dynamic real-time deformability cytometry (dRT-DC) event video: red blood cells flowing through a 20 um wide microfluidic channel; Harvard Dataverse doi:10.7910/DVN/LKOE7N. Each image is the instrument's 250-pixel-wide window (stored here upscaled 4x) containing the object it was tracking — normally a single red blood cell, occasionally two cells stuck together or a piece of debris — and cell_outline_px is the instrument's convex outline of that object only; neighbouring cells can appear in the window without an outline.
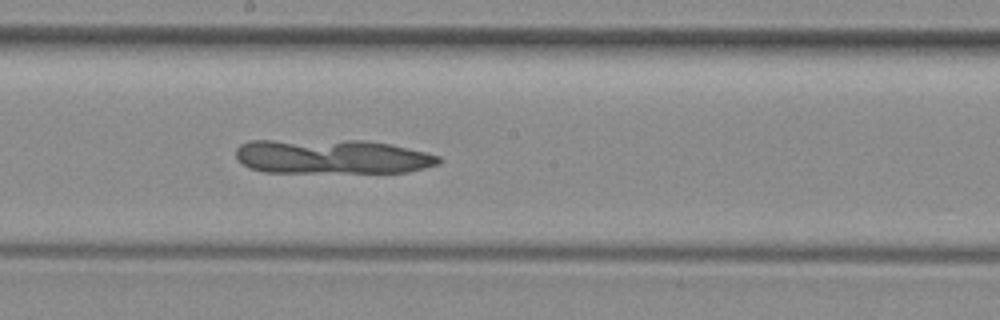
{"species": "common noctule bat (a hibernating species)", "species_latin": "Nyctalus noctula", "temperature_condition": "room temperature", "stored_images_in_passage": 39, "camera_frame_rate_fps": 3000, "um_per_image_px": 0.085, "animal": {"sex": "female", "body_mass_g": 29.2, "forearm_length_mm": 56.3}, "frame": {"image": 1, "passage_image": 16, "time_ms": 5.0, "image_size_px": [1000, 320], "cell_outline_px": [[444, 160], [440, 164], [408, 172], [264, 172], [248, 168], [236, 156], [236, 148], [240, 144], [252, 140], [364, 140], [388, 144], [424, 152], [440, 156]], "centroid_in_image_um": [28.21, 13.31], "position_along_channel_um": 220.0, "area_um2": 40.86}}